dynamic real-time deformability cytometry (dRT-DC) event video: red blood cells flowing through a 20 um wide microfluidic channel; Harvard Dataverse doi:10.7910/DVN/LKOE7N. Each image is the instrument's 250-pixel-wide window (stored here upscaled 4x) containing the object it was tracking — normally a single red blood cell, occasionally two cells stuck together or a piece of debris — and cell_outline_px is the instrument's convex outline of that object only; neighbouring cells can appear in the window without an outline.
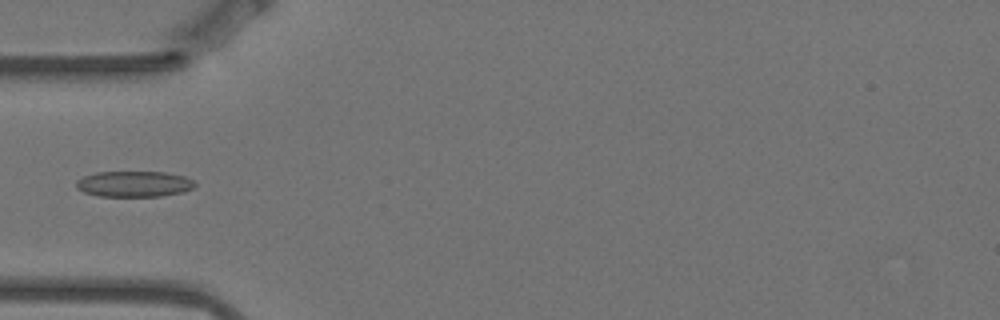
{"species": "Egyptian fruit bat (a non-hibernating species)", "species_latin": "Rousettus aegyptiacus", "temperature_condition": "warm", "stored_images_in_passage": 6, "camera_frame_rate_fps": 3000, "um_per_image_px": 0.085, "animal": {"sex": "female"}, "frame": {"image": 1, "passage_image": 5, "time_ms": 1.333, "image_size_px": [1000, 320], "cell_outline_px": [[196, 184], [192, 188], [184, 192], [160, 196], [96, 196], [84, 192], [76, 188], [76, 180], [84, 176], [96, 172], [164, 172], [184, 176], [192, 180]], "centroid_in_image_um": [11.37, 15.64], "position_along_channel_um": 73.6, "area_um2": 17.86}}
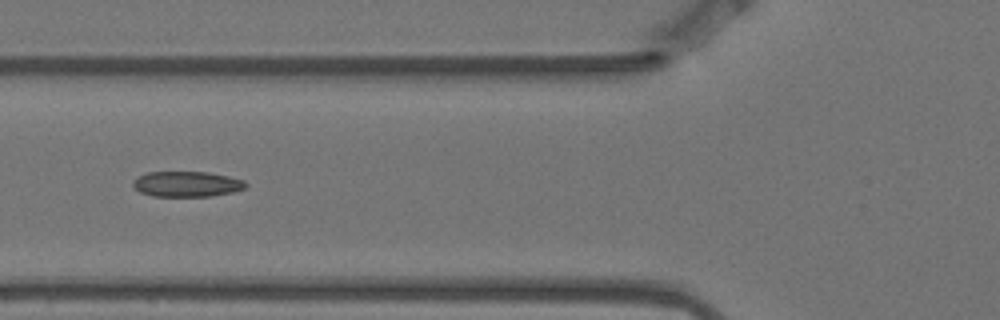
{"frame": {"image": 2, "passage_image": 6, "time_ms": 1.667, "image_size_px": [1000, 320], "cell_outline_px": [[248, 184], [244, 188], [232, 192], [212, 196], [152, 196], [140, 192], [132, 184], [132, 180], [148, 172], [208, 172], [228, 176], [244, 180]], "centroid_in_image_um": [15.88, 15.64], "position_along_channel_um": 109.9, "area_um2": 16.65}}